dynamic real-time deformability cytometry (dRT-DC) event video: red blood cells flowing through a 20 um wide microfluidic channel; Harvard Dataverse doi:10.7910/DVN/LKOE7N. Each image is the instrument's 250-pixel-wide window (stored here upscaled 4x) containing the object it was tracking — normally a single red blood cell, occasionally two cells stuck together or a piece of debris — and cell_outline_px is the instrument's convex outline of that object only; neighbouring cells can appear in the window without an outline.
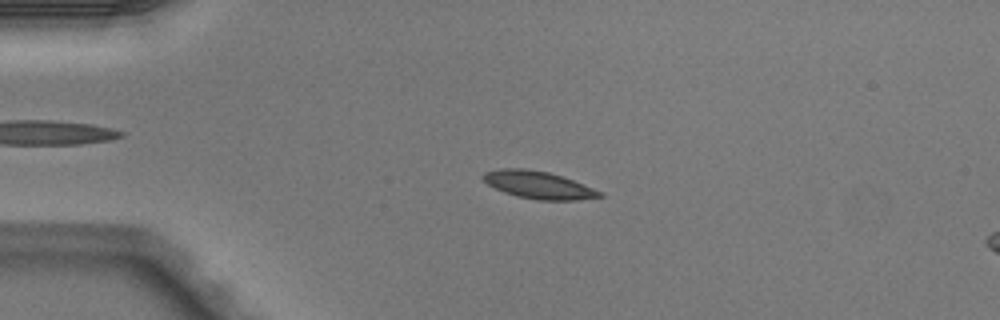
{"species": "Egyptian fruit bat (a non-hibernating species)", "species_latin": "Rousettus aegyptiacus", "temperature_condition": "warm", "stored_images_in_passage": 50, "camera_frame_rate_fps": 3000, "um_per_image_px": 0.085, "animal": {"sex": "male"}, "frame": {"image": 1, "passage_image": 12, "time_ms": 3.667, "image_size_px": [1000, 320], "cell_outline_px": [[604, 196], [576, 200], [536, 200], [516, 196], [504, 192], [488, 184], [480, 176], [484, 172], [500, 168], [524, 168], [548, 172], [572, 180], [604, 192]], "centroid_in_image_um": [45.75, 15.72], "position_along_channel_um": 39.2, "area_um2": 18.61}}
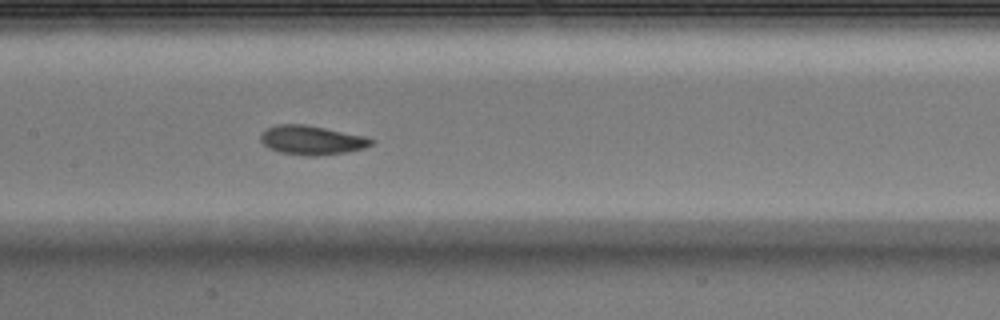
{"frame": {"image": 2, "passage_image": 25, "time_ms": 8.0, "image_size_px": [1000, 320], "cell_outline_px": [[376, 140], [372, 144], [364, 148], [344, 152], [316, 156], [304, 156], [280, 152], [268, 148], [260, 140], [260, 136], [268, 128], [276, 124], [304, 124], [364, 136]], "centroid_in_image_um": [26.48, 11.92], "position_along_channel_um": 180.9, "area_um2": 18.61}}
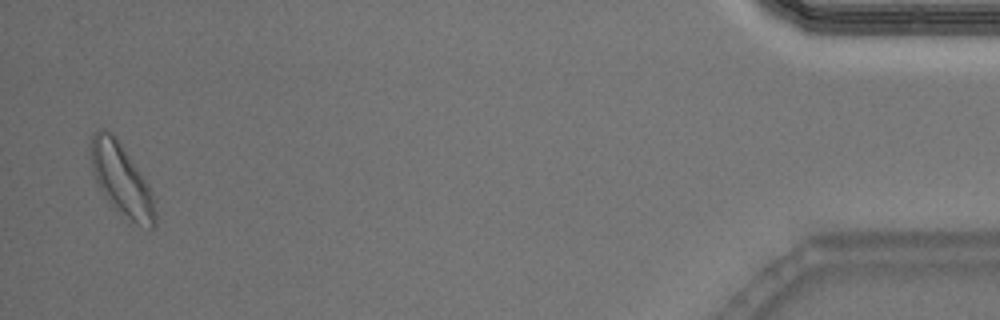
{"frame": {"image": 3, "passage_image": 49, "time_ms": 16.0, "image_size_px": [1000, 320], "cell_outline_px": [[156, 224], [152, 228], [148, 228], [132, 220], [116, 208], [104, 196], [92, 172], [92, 136], [100, 128], [104, 128], [112, 132], [144, 180], [152, 196], [156, 212]], "centroid_in_image_um": [10.31, 15.27], "position_along_channel_um": 424.9, "area_um2": 25.55}, "authors_computed_cell_mechanics": {"area_um2": 18.5249, "velocity_mm_per_s": 4.0625, "shape_relaxation_time_tau1_ms": 1.9977, "shape_relaxation_time_tau2_ms": 1.2579, "deformation_change_tau1": 0.1134, "deformation_change_tau2": 0.0757}}